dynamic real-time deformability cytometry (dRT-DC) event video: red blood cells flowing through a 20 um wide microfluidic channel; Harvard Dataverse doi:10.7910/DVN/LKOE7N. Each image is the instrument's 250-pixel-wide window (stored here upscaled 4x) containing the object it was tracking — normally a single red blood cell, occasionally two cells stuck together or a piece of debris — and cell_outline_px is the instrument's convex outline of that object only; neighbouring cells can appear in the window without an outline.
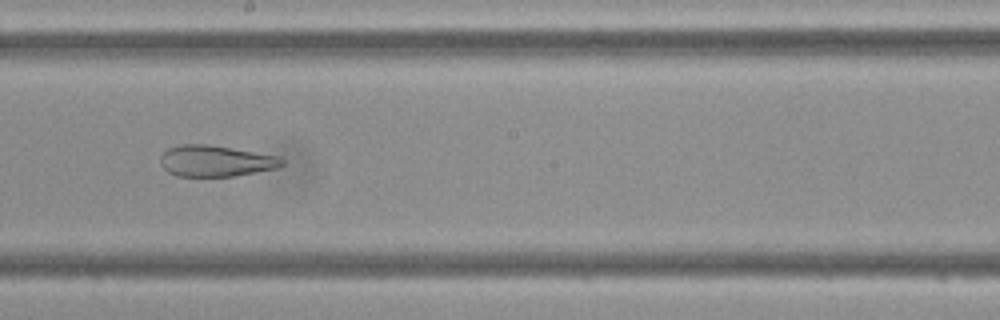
{"species": "Egyptian fruit bat (a non-hibernating species)", "species_latin": "Rousettus aegyptiacus", "temperature_condition": "cold", "stored_images_in_passage": 43, "camera_frame_rate_fps": 3000, "um_per_image_px": 0.085, "frame": {"image": 1, "passage_image": 22, "time_ms": 7.0, "image_size_px": [1000, 320], "cell_outline_px": [[284, 164], [280, 168], [232, 176], [176, 176], [168, 172], [160, 164], [160, 156], [168, 148], [180, 144], [208, 144], [280, 156], [284, 160]], "centroid_in_image_um": [18.35, 13.68], "position_along_channel_um": 229.9, "area_um2": 22.25}}
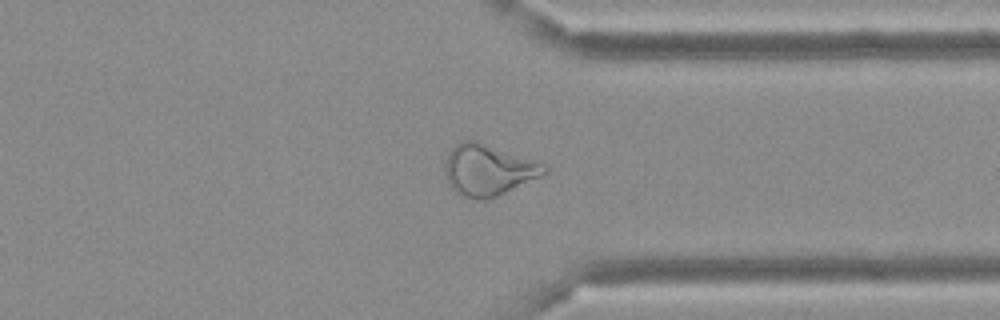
{"frame": {"image": 2, "passage_image": 32, "time_ms": 10.333, "image_size_px": [1000, 320], "cell_outline_px": [[548, 172], [540, 176], [496, 196], [484, 200], [476, 200], [460, 196], [452, 188], [448, 180], [444, 164], [448, 152], [460, 140], [476, 140], [544, 164], [548, 168]], "centroid_in_image_um": [41.46, 14.44], "position_along_channel_um": 369.9, "area_um2": 29.3}}
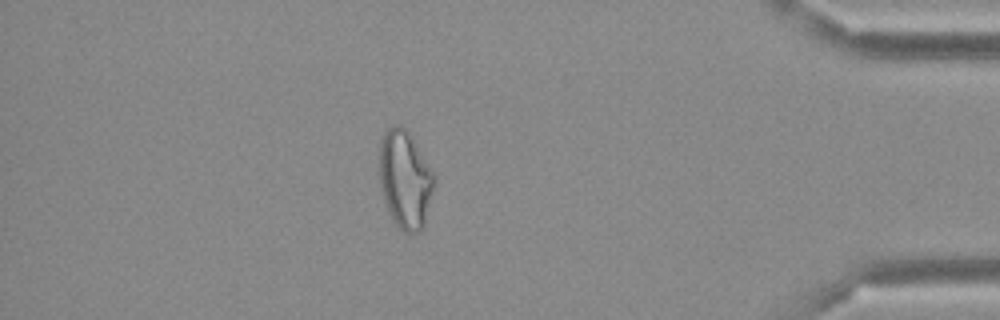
{"frame": {"image": 3, "passage_image": 37, "time_ms": 12.0, "image_size_px": [1000, 320], "cell_outline_px": [[436, 176], [424, 228], [420, 232], [404, 232], [392, 220], [388, 212], [384, 200], [380, 184], [380, 140], [384, 132], [388, 128], [396, 124], [400, 124], [408, 132]], "centroid_in_image_um": [34.43, 15.27], "position_along_channel_um": 400.8, "area_um2": 31.21}}